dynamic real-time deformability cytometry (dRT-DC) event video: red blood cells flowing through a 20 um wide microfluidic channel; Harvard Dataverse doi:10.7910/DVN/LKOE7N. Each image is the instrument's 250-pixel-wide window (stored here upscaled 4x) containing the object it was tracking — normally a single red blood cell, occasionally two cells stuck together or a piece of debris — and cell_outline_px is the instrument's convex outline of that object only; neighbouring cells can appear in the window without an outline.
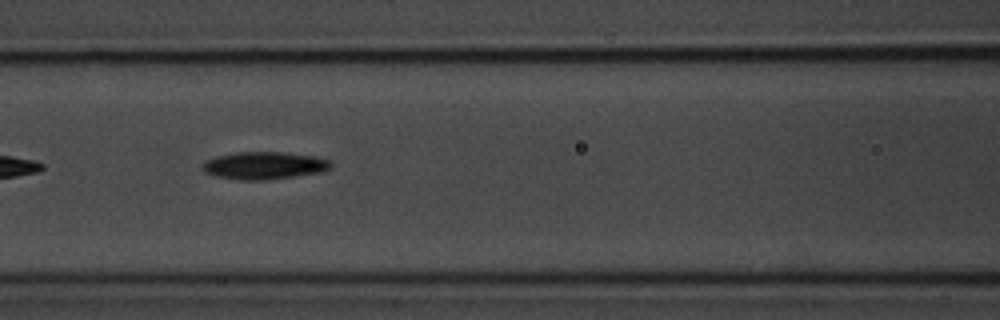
{"species": "common noctule bat (a hibernating species)", "species_latin": "Nyctalus noctula", "temperature_condition": "room temperature", "stored_images_in_passage": 16, "camera_frame_rate_fps": 3000, "um_per_image_px": 0.085, "animal": {"sex": "male", "body_mass_g": 20.1, "forearm_length_mm": 53.5}, "frame": {"image": 1, "passage_image": 7, "time_ms": 2.0, "image_size_px": [1000, 320], "cell_outline_px": [[332, 168], [324, 172], [264, 180], [240, 180], [216, 176], [208, 172], [204, 168], [204, 164], [208, 160], [216, 156], [236, 152], [280, 152], [316, 156], [328, 160], [332, 164]], "centroid_in_image_um": [22.53, 14.07], "position_along_channel_um": 144.1, "area_um2": 20.35}}
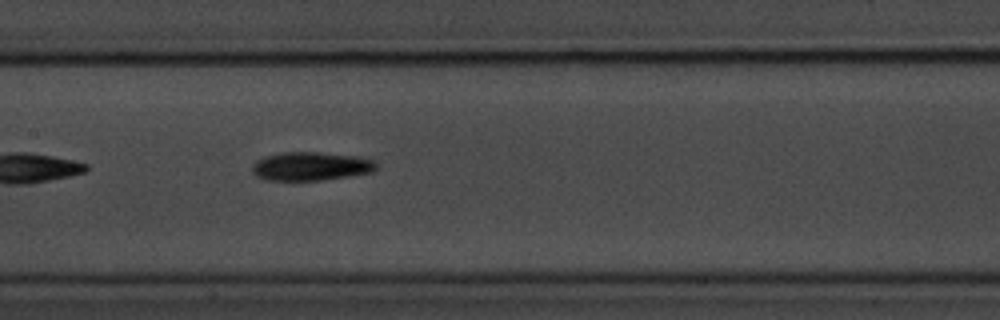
{"frame": {"image": 2, "passage_image": 10, "time_ms": 3.0, "image_size_px": [1000, 320], "cell_outline_px": [[376, 168], [372, 172], [348, 176], [320, 180], [268, 180], [256, 176], [252, 172], [252, 164], [256, 160], [264, 156], [280, 152], [316, 152], [356, 156], [372, 160], [376, 164]], "centroid_in_image_um": [26.36, 14.12], "position_along_channel_um": 181.0, "area_um2": 20.58}}